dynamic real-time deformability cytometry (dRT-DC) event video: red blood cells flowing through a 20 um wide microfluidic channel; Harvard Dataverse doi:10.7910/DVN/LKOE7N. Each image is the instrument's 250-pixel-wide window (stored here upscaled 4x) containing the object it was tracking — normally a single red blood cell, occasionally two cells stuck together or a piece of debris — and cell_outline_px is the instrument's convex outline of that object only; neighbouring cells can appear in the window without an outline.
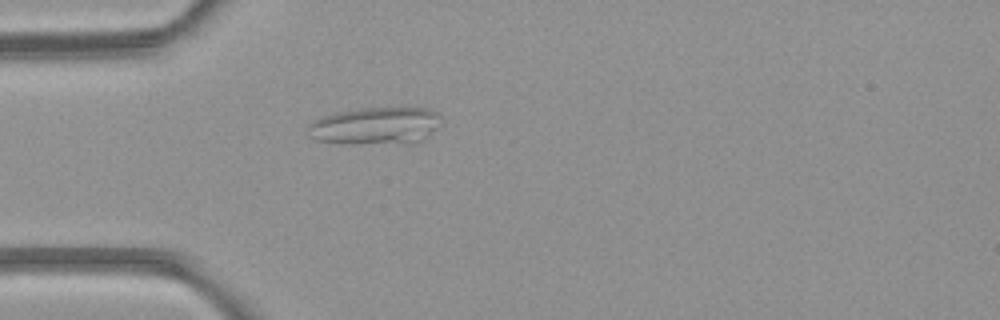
{"species": "common noctule bat (a hibernating species)", "species_latin": "Nyctalus noctula", "temperature_condition": "room temperature", "stored_images_in_passage": 3, "camera_frame_rate_fps": 3000, "um_per_image_px": 0.085, "animal": {"sex": "female", "body_mass_g": 21.9}, "frame": {"image": 1, "passage_image": 3, "time_ms": 2.0, "image_size_px": [1000, 320], "cell_outline_px": [[440, 116], [424, 140], [408, 144], [340, 144], [316, 140], [312, 136], [308, 128], [308, 124], [312, 120], [320, 116], [336, 112], [360, 108], [428, 108], [436, 112]], "centroid_in_image_um": [31.83, 10.71], "position_along_channel_um": 53.2, "area_um2": 29.07}}